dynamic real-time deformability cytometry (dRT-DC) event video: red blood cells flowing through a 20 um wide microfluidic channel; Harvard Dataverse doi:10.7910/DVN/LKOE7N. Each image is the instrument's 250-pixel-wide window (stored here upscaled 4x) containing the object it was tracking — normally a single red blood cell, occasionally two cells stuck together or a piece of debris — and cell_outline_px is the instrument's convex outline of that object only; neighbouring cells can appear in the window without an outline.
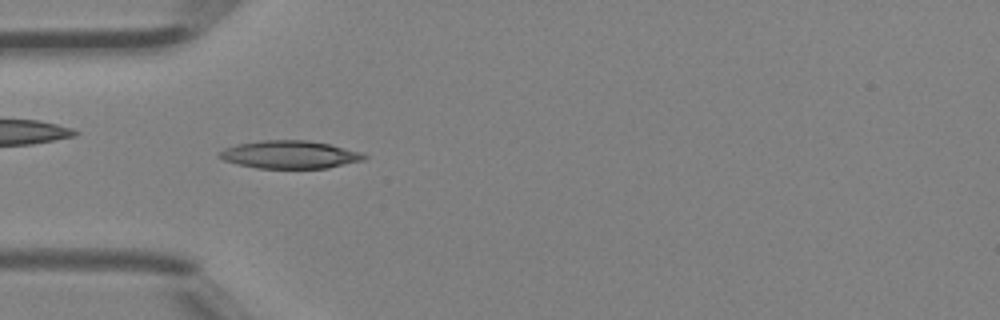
{"species": "Egyptian fruit bat (a non-hibernating species)", "species_latin": "Rousettus aegyptiacus", "temperature_condition": "room temperature", "stored_images_in_passage": 4, "camera_frame_rate_fps": 3000, "um_per_image_px": 0.085, "animal": {"sex": "female"}, "frame": {"image": 1, "passage_image": 3, "time_ms": 0.667, "image_size_px": [1000, 320], "cell_outline_px": [[368, 156], [364, 160], [328, 168], [256, 168], [236, 164], [224, 160], [216, 156], [224, 148], [236, 144], [260, 140], [308, 140], [328, 144], [364, 152]], "centroid_in_image_um": [24.63, 13.14], "position_along_channel_um": 60.4, "area_um2": 23.7}}
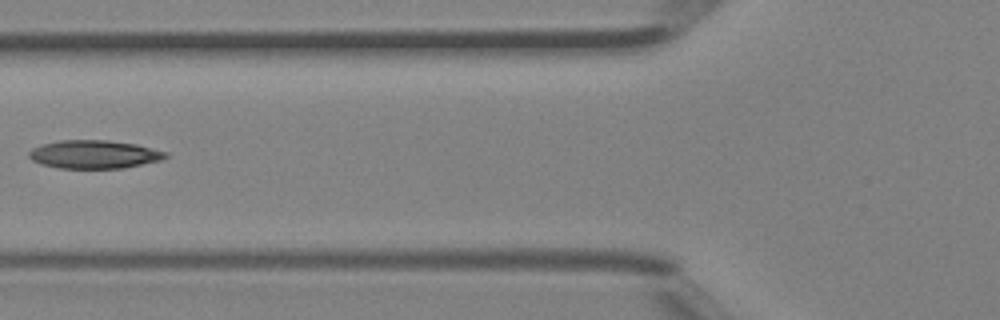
{"frame": {"image": 2, "passage_image": 4, "time_ms": 1.0, "image_size_px": [1000, 320], "cell_outline_px": [[168, 156], [160, 160], [124, 168], [60, 168], [40, 164], [32, 160], [28, 156], [28, 152], [32, 148], [40, 144], [60, 140], [108, 140], [136, 144], [168, 152]], "centroid_in_image_um": [7.98, 13.11], "position_along_channel_um": 117.8, "area_um2": 22.6}}